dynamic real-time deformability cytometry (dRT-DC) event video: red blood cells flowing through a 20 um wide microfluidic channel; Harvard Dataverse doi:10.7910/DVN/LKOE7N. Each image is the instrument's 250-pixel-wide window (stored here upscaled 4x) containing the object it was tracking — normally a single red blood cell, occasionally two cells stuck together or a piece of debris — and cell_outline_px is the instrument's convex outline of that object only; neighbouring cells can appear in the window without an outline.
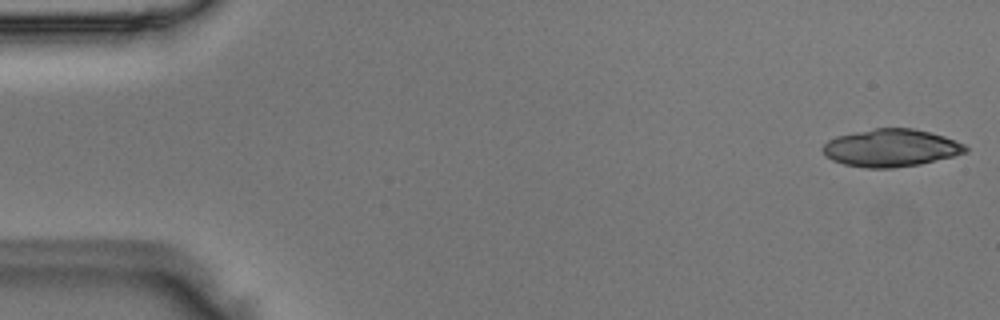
{"species": "Egyptian fruit bat (a non-hibernating species)", "species_latin": "Rousettus aegyptiacus", "temperature_condition": "room temperature", "stored_images_in_passage": 18, "camera_frame_rate_fps": 3000, "um_per_image_px": 0.085, "animal": {"sex": "male"}, "frame": {"image": 1, "passage_image": 1, "time_ms": 0.0, "image_size_px": [1000, 320], "cell_outline_px": [[968, 152], [920, 164], [892, 168], [868, 168], [844, 164], [832, 160], [824, 156], [820, 148], [828, 140], [836, 136], [872, 128], [912, 128], [944, 136], [964, 144], [968, 148]], "centroid_in_image_um": [75.69, 12.57], "position_along_channel_um": 9.3, "area_um2": 31.27}}